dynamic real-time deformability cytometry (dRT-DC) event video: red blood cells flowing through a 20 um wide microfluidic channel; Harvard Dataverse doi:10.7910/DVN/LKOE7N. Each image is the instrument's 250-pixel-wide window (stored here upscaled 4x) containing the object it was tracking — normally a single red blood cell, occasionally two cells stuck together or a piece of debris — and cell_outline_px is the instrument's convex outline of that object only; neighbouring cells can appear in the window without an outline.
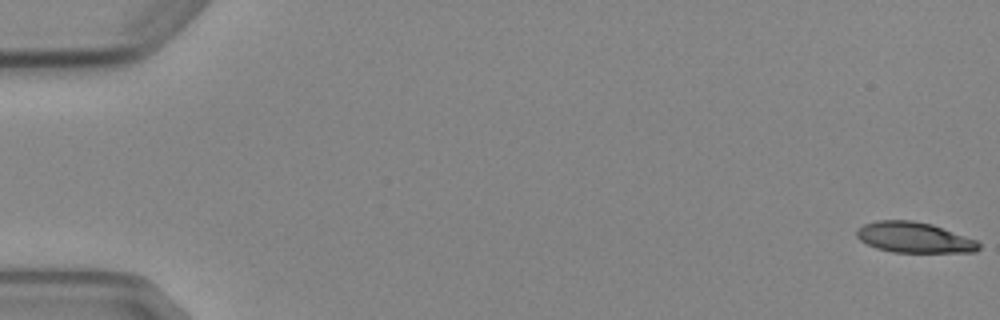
{"species": "Egyptian fruit bat (a non-hibernating species)", "species_latin": "Rousettus aegyptiacus", "temperature_condition": "cold", "stored_images_in_passage": 5, "camera_frame_rate_fps": 3000, "um_per_image_px": 0.085, "animal": {"sex": "female"}, "frame": {"image": 1, "passage_image": 1, "time_ms": 0.0, "image_size_px": [1000, 320], "cell_outline_px": [[980, 248], [976, 252], [892, 252], [876, 248], [860, 240], [856, 236], [856, 232], [864, 224], [876, 220], [912, 220], [932, 224], [976, 240], [980, 244]], "centroid_in_image_um": [77.7, 20.18], "position_along_channel_um": 7.3, "area_um2": 21.68}}
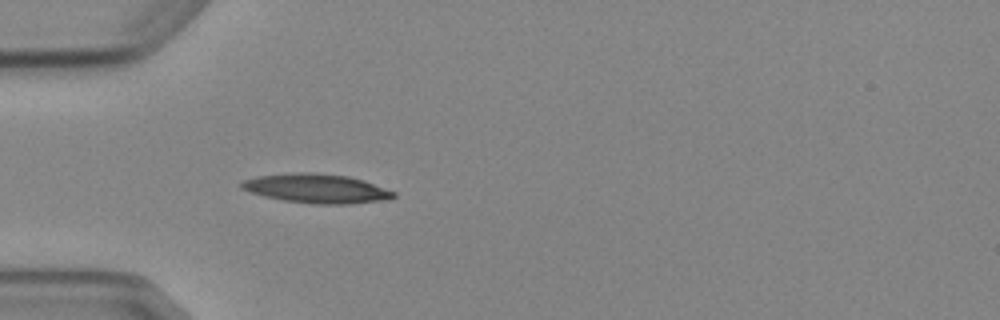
{"frame": {"image": 2, "passage_image": 5, "time_ms": 5.333, "image_size_px": [1000, 320], "cell_outline_px": [[396, 196], [388, 200], [348, 204], [316, 204], [284, 200], [264, 196], [240, 188], [240, 184], [244, 180], [256, 176], [304, 172], [308, 172], [348, 176], [364, 180], [396, 192]], "centroid_in_image_um": [26.95, 16.03], "position_along_channel_um": 58.0, "area_um2": 25.72}}